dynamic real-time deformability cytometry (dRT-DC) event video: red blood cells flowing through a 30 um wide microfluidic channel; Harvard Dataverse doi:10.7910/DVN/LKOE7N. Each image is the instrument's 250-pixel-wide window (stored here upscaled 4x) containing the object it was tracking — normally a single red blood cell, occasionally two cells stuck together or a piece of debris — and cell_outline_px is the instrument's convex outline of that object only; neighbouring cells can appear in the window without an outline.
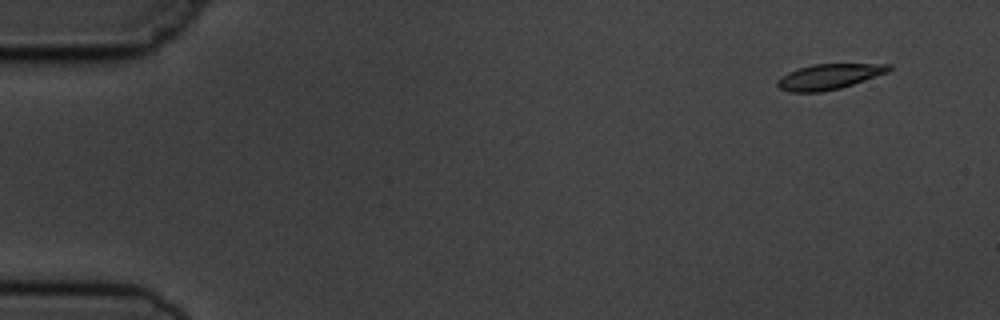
{"species": "common noctule bat (a hibernating species)", "species_latin": "Nyctalus noctula", "temperature_condition": "cold", "stored_images_in_passage": 8, "camera_frame_rate_fps": 3000, "um_per_image_px": 0.085, "animal": {"sex": "male", "body_mass_g": 19.5, "forearm_length_mm": 54.6}, "frame": {"image": 1, "passage_image": 1, "time_ms": 0.0, "image_size_px": [1000, 320], "cell_outline_px": [[892, 68], [888, 72], [840, 88], [820, 92], [788, 92], [780, 88], [776, 84], [776, 80], [788, 72], [812, 64], [892, 64]], "centroid_in_image_um": [70.44, 6.51], "position_along_channel_um": 14.6, "area_um2": 16.36}}
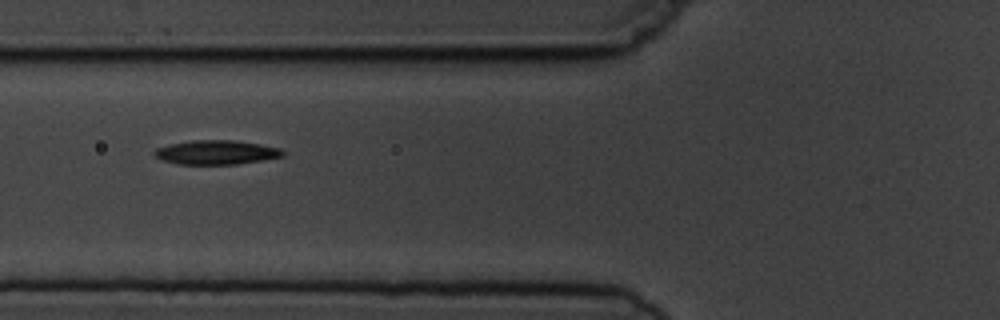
{"frame": {"image": 2, "passage_image": 6, "time_ms": 5.667, "image_size_px": [1000, 320], "cell_outline_px": [[284, 156], [236, 164], [176, 164], [164, 160], [156, 156], [152, 152], [156, 148], [172, 144], [192, 140], [236, 140], [260, 144], [280, 148], [284, 152]], "centroid_in_image_um": [18.39, 12.94], "position_along_channel_um": 107.4, "area_um2": 17.92}}
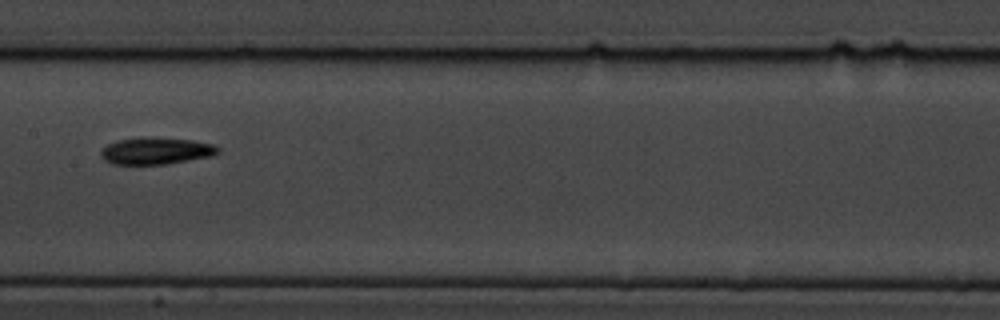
{"frame": {"image": 3, "passage_image": 8, "time_ms": 8.0, "image_size_px": [1000, 320], "cell_outline_px": [[220, 152], [212, 156], [164, 164], [112, 164], [104, 160], [100, 156], [100, 152], [108, 144], [116, 140], [140, 136], [152, 136], [192, 140], [212, 144], [220, 148]], "centroid_in_image_um": [13.24, 12.8], "position_along_channel_um": 194.2, "area_um2": 18.61}}